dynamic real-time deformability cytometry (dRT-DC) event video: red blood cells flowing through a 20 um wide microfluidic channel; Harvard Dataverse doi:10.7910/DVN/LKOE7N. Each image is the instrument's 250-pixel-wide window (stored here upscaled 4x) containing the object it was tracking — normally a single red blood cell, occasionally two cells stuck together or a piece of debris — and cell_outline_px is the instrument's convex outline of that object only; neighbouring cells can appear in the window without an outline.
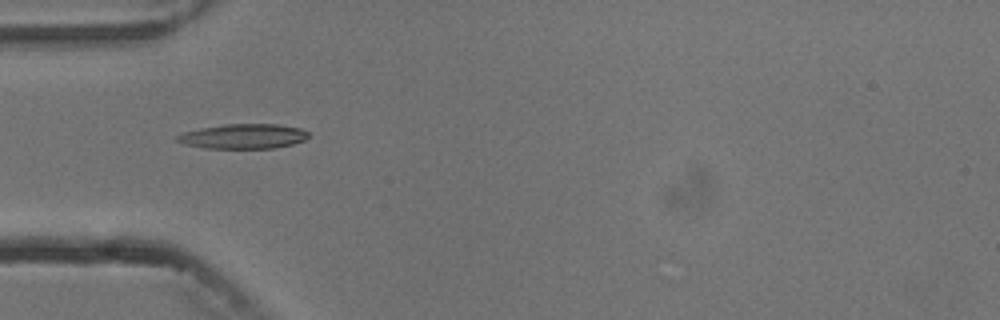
{"species": "common noctule bat (a hibernating species)", "species_latin": "Nyctalus noctula", "temperature_condition": "cold", "stored_images_in_passage": 8, "camera_frame_rate_fps": 3000, "um_per_image_px": 0.085, "animal": {"sex": "male", "body_mass_g": 13.3}, "frame": {"image": 1, "passage_image": 4, "time_ms": 4.333, "image_size_px": [1000, 320], "cell_outline_px": [[308, 136], [304, 140], [292, 144], [276, 148], [204, 148], [184, 144], [176, 140], [176, 136], [184, 132], [200, 128], [224, 124], [280, 124], [300, 128], [308, 132]], "centroid_in_image_um": [20.68, 11.58], "position_along_channel_um": 64.3, "area_um2": 18.96}}
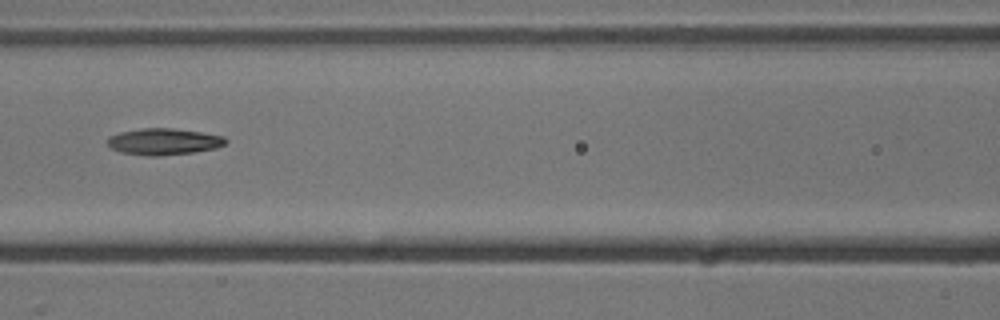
{"frame": {"image": 2, "passage_image": 6, "time_ms": 6.667, "image_size_px": [1000, 320], "cell_outline_px": [[228, 140], [224, 144], [216, 148], [192, 152], [160, 156], [148, 156], [120, 152], [112, 148], [108, 144], [108, 136], [120, 132], [140, 128], [172, 128], [200, 132], [224, 136]], "centroid_in_image_um": [13.9, 12.03], "position_along_channel_um": 152.7, "area_um2": 18.21}}
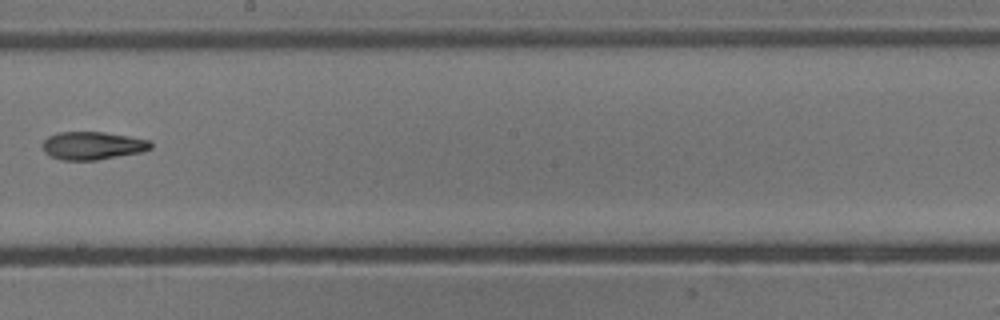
{"frame": {"image": 3, "passage_image": 8, "time_ms": 9.0, "image_size_px": [1000, 320], "cell_outline_px": [[152, 148], [144, 152], [96, 160], [60, 160], [48, 156], [44, 152], [40, 144], [48, 136], [56, 132], [104, 132], [128, 136], [148, 140], [152, 144]], "centroid_in_image_um": [7.82, 12.38], "position_along_channel_um": 240.4, "area_um2": 17.92}}